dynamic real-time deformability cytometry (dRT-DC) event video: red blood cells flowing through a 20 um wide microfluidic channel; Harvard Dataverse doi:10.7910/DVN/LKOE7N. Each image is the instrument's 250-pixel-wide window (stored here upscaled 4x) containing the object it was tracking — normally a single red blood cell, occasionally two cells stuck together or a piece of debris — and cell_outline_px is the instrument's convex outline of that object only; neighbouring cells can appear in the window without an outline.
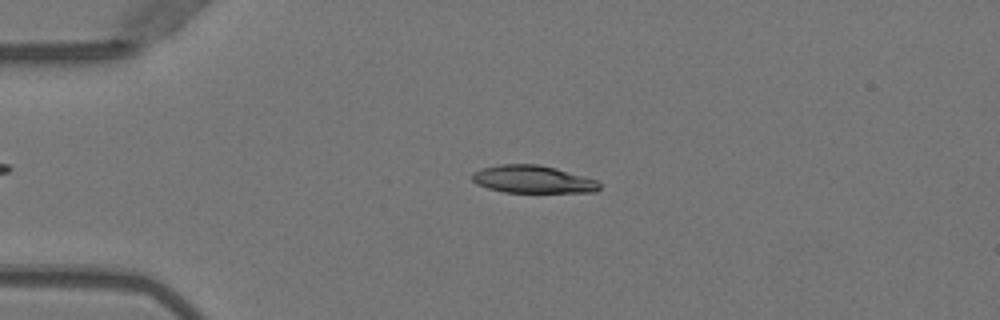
{"species": "Egyptian fruit bat (a non-hibernating species)", "species_latin": "Rousettus aegyptiacus", "temperature_condition": "warm", "stored_images_in_passage": 45, "camera_frame_rate_fps": 3000, "um_per_image_px": 0.085, "animal": {"sex": "female"}, "frame": {"image": 1, "passage_image": 11, "time_ms": 3.333, "image_size_px": [1000, 320], "cell_outline_px": [[600, 188], [596, 192], [504, 192], [488, 188], [476, 184], [472, 180], [472, 172], [484, 168], [500, 164], [540, 164], [556, 168], [596, 180], [600, 184]], "centroid_in_image_um": [45.27, 15.24], "position_along_channel_um": 39.7, "area_um2": 20.4}}
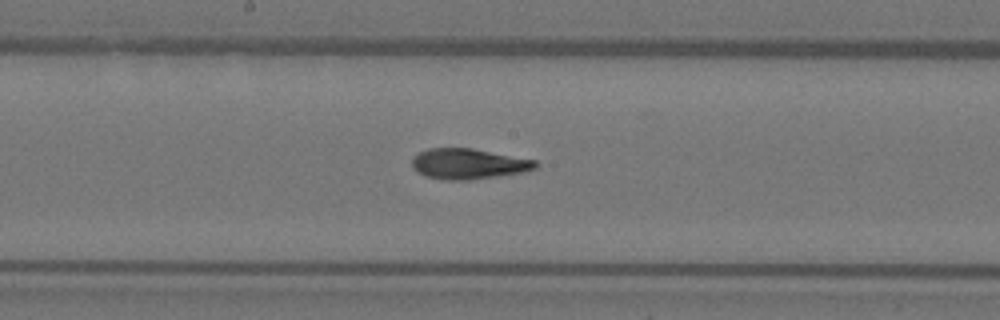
{"frame": {"image": 2, "passage_image": 26, "time_ms": 8.333, "image_size_px": [1000, 320], "cell_outline_px": [[540, 164], [536, 168], [520, 172], [500, 176], [468, 180], [444, 180], [424, 176], [412, 168], [412, 156], [428, 148], [472, 148], [536, 160]], "centroid_in_image_um": [39.79, 13.93], "position_along_channel_um": 208.4, "area_um2": 22.08}}
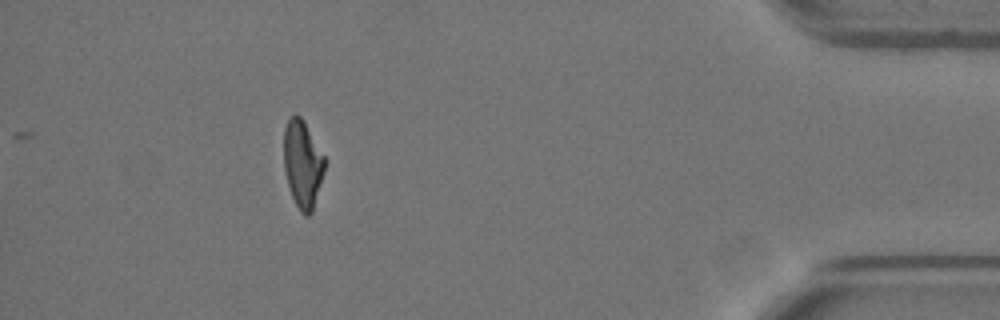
{"frame": {"image": 3, "passage_image": 45, "time_ms": 14.667, "image_size_px": [1000, 320], "cell_outline_px": [[328, 160], [312, 212], [308, 216], [304, 216], [300, 212], [292, 196], [288, 184], [284, 168], [284, 128], [288, 120], [296, 112], [300, 116]], "centroid_in_image_um": [25.74, 13.94], "position_along_channel_um": 409.5, "area_um2": 20.98}, "authors_computed_cell_mechanics": {"area_um2": 21.5594, "velocity_mm_per_s": 4.0126, "shape_relaxation_time_tau1_ms": null, "shape_relaxation_time_tau2_ms": 1.5449, "deformation_change_tau1": null, "deformation_change_tau2": 0.0821}}